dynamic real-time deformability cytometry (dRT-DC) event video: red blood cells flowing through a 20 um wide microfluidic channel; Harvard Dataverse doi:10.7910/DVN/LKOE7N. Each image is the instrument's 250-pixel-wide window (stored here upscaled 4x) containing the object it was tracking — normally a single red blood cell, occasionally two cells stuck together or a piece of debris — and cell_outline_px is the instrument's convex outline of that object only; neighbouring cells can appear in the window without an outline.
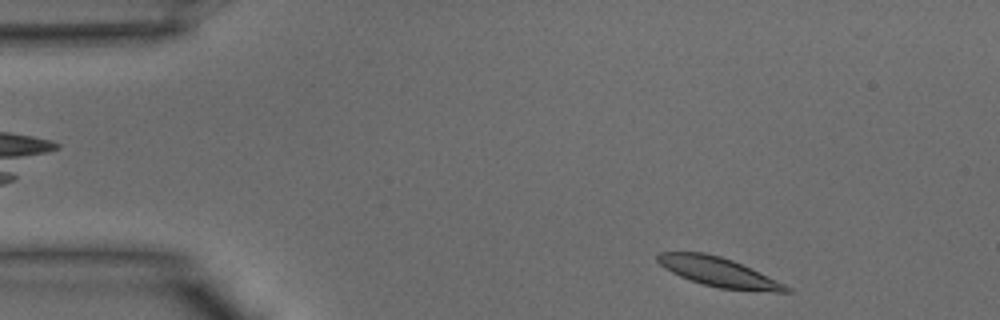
{"species": "common noctule bat (a hibernating species)", "species_latin": "Nyctalus noctula", "temperature_condition": "warm", "stored_images_in_passage": 36, "camera_frame_rate_fps": 3000, "um_per_image_px": 0.085, "animal": {"sex": "male", "body_mass_g": 15.6}, "frame": {"image": 1, "passage_image": 1, "time_ms": 0.0, "image_size_px": [1000, 320], "cell_outline_px": [[792, 292], [776, 292], [720, 288], [704, 284], [680, 276], [664, 268], [656, 260], [656, 252], [704, 252], [720, 256], [732, 260], [784, 284], [792, 288]], "centroid_in_image_um": [61.04, 23.11], "position_along_channel_um": 24.0, "area_um2": 21.56}}
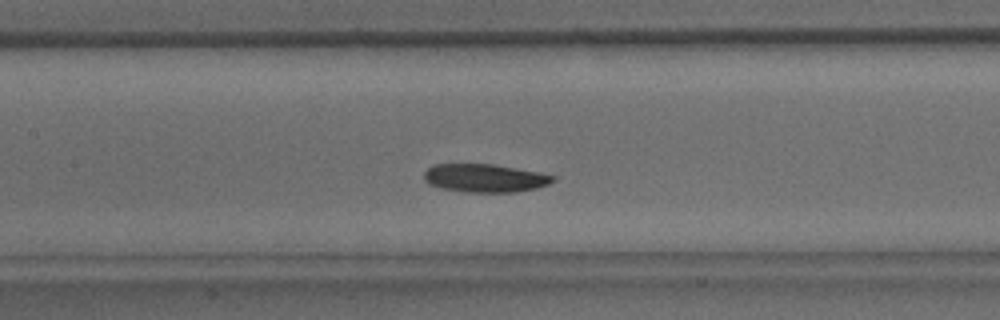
{"frame": {"image": 2, "passage_image": 14, "time_ms": 4.333, "image_size_px": [1000, 320], "cell_outline_px": [[556, 180], [548, 184], [536, 188], [516, 192], [464, 192], [440, 188], [428, 184], [424, 180], [424, 172], [432, 164], [492, 164], [516, 168], [556, 176]], "centroid_in_image_um": [41.18, 15.14], "position_along_channel_um": 166.2, "area_um2": 21.27}}
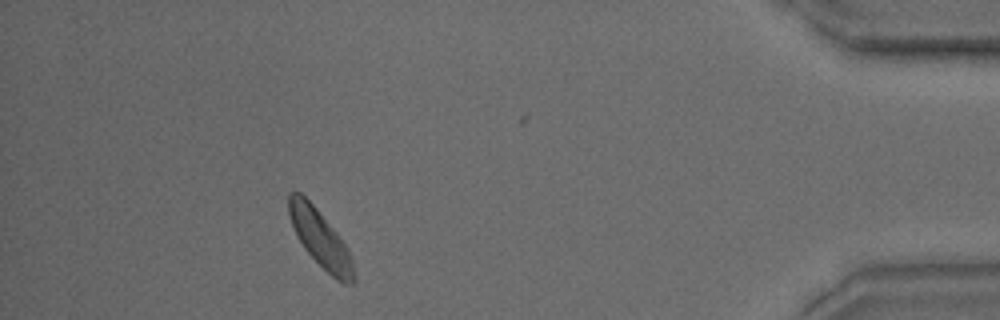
{"frame": {"image": 3, "passage_image": 32, "time_ms": 10.333, "image_size_px": [1000, 320], "cell_outline_px": [[356, 280], [352, 284], [344, 284], [336, 280], [304, 248], [292, 224], [288, 212], [288, 192], [300, 192], [316, 208], [348, 248], [352, 256], [356, 276]], "centroid_in_image_um": [27.26, 20.32], "position_along_channel_um": 407.9, "area_um2": 21.21}}